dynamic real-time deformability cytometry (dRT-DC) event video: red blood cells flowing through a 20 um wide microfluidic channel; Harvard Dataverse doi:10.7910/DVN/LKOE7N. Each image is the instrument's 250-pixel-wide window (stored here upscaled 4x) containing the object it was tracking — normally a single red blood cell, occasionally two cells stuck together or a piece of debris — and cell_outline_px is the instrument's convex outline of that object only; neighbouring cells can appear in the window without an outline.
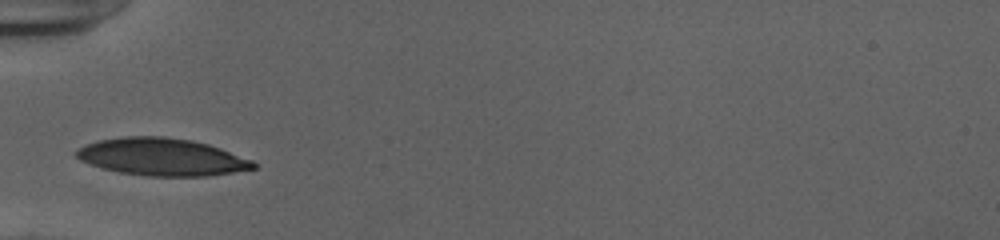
{"species": "human", "species_latin": "Homo sapiens", "temperature_condition": "cold", "stored_images_in_passage": 4, "camera_frame_rate_fps": 3000, "um_per_image_px": 0.085, "donor": {"sex": "female"}, "frame": {"image": 1, "passage_image": 1, "time_ms": 0.0, "image_size_px": [1000, 240], "cell_outline_px": [[260, 164], [256, 168], [208, 176], [148, 176], [120, 172], [104, 168], [80, 160], [72, 152], [76, 148], [84, 144], [100, 140], [124, 136], [164, 136], [192, 140], [208, 144], [220, 148], [252, 160]], "centroid_in_image_um": [13.75, 13.33], "position_along_channel_um": 71.2, "area_um2": 38.67}}